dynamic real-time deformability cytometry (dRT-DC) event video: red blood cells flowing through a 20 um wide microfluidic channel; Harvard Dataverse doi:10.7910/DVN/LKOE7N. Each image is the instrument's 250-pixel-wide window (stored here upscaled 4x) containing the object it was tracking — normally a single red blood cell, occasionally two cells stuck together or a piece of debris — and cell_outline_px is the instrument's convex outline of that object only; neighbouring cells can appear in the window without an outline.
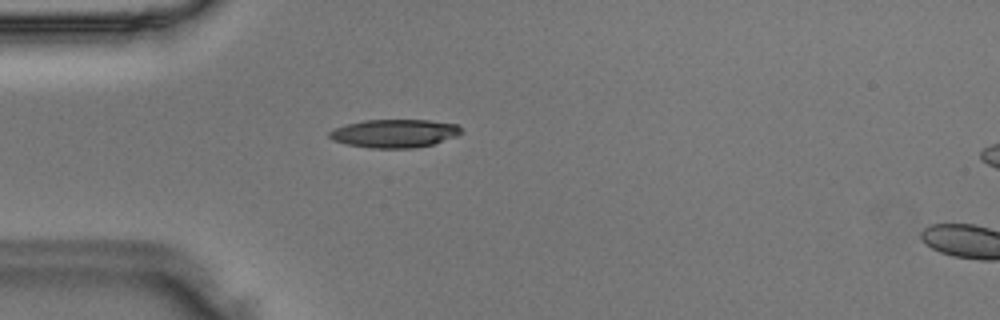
{"species": "Egyptian fruit bat (a non-hibernating species)", "species_latin": "Rousettus aegyptiacus", "temperature_condition": "room temperature", "stored_images_in_passage": 38, "camera_frame_rate_fps": 3000, "um_per_image_px": 0.085, "animal": {"sex": "male"}, "frame": {"image": 1, "passage_image": 4, "time_ms": 1.0, "image_size_px": [1000, 320], "cell_outline_px": [[464, 132], [456, 136], [432, 144], [416, 148], [372, 148], [344, 144], [332, 140], [328, 136], [328, 132], [336, 128], [348, 124], [364, 120], [428, 120], [456, 124]], "centroid_in_image_um": [33.52, 11.34], "position_along_channel_um": 51.5, "area_um2": 21.68}}
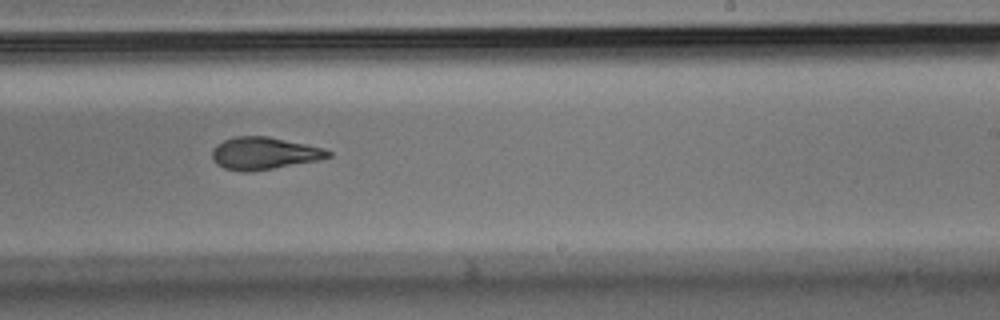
{"frame": {"image": 2, "passage_image": 20, "time_ms": 6.333, "image_size_px": [1000, 320], "cell_outline_px": [[332, 156], [320, 160], [252, 172], [240, 172], [224, 168], [216, 164], [212, 160], [212, 148], [216, 144], [224, 140], [236, 136], [268, 136], [324, 148], [332, 152]], "centroid_in_image_um": [22.43, 13.04], "position_along_channel_um": 266.6, "area_um2": 22.14}}
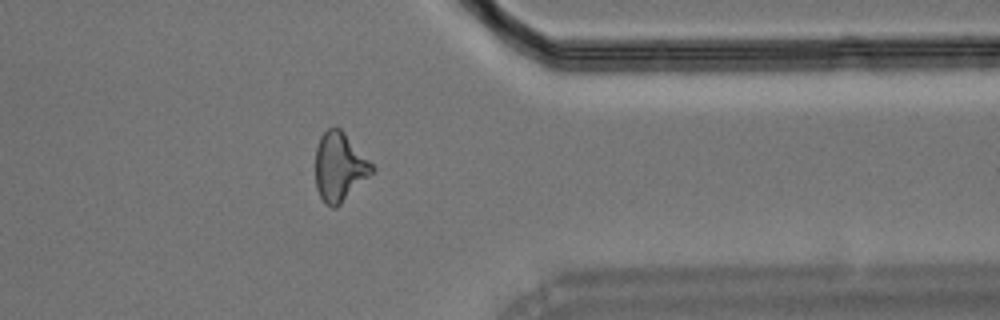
{"frame": {"image": 3, "passage_image": 29, "time_ms": 9.333, "image_size_px": [1000, 320], "cell_outline_px": [[376, 168], [336, 208], [332, 208], [324, 204], [316, 188], [316, 148], [320, 136], [332, 124], [340, 128], [344, 132]], "centroid_in_image_um": [28.83, 14.17], "position_along_channel_um": 382.6, "area_um2": 22.48}}